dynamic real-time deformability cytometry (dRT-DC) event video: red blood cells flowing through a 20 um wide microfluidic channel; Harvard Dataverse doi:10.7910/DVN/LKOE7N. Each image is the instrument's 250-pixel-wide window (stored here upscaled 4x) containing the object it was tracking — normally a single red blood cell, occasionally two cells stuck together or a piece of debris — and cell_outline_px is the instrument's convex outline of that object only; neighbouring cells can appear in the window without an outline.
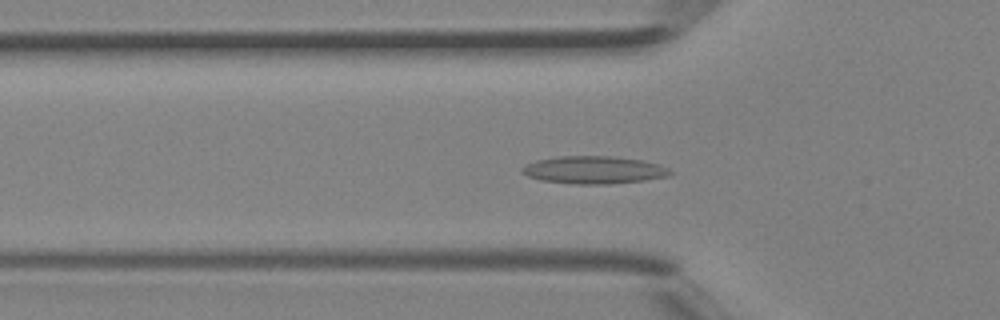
{"species": "Egyptian fruit bat (a non-hibernating species)", "species_latin": "Rousettus aegyptiacus", "temperature_condition": "room temperature", "stored_images_in_passage": 33, "camera_frame_rate_fps": 3000, "um_per_image_px": 0.085, "animal": {"sex": "female"}, "frame": {"image": 1, "passage_image": 6, "time_ms": 1.667, "image_size_px": [1000, 320], "cell_outline_px": [[672, 172], [668, 176], [644, 180], [608, 184], [572, 184], [540, 180], [528, 176], [520, 172], [520, 168], [524, 164], [536, 160], [556, 156], [612, 156], [640, 160], [660, 164], [668, 168]], "centroid_in_image_um": [50.42, 14.44], "position_along_channel_um": 75.4, "area_um2": 23.99}}
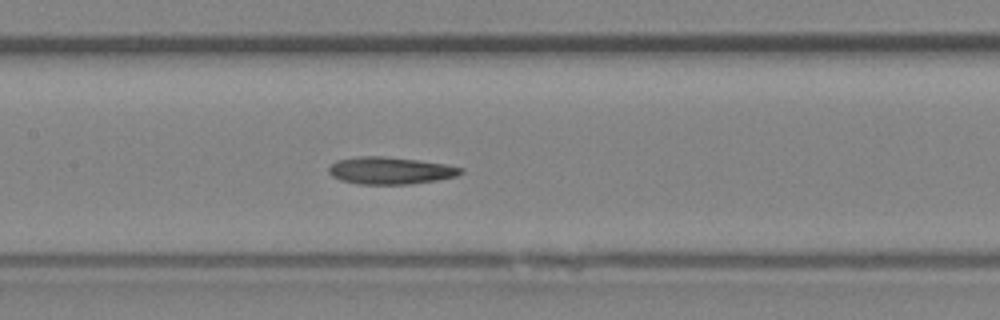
{"frame": {"image": 2, "passage_image": 12, "time_ms": 3.667, "image_size_px": [1000, 320], "cell_outline_px": [[464, 172], [456, 176], [436, 180], [412, 184], [360, 184], [340, 180], [332, 176], [328, 172], [328, 168], [336, 160], [360, 156], [384, 156], [416, 160], [444, 164], [464, 168]], "centroid_in_image_um": [33.16, 14.5], "position_along_channel_um": 174.2, "area_um2": 20.87}}
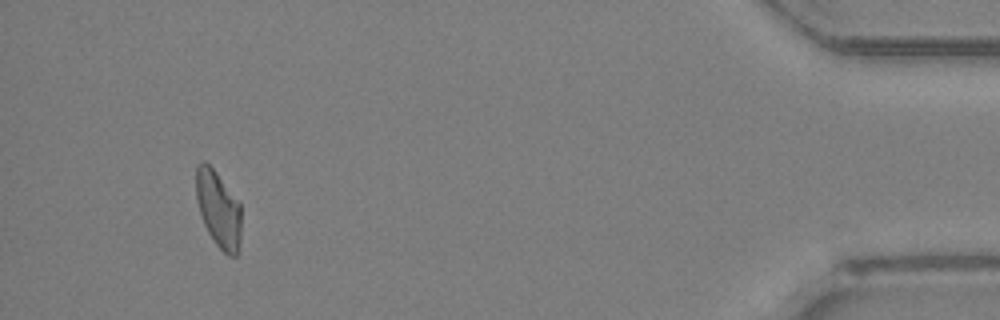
{"frame": {"image": 3, "passage_image": 31, "time_ms": 10.0, "image_size_px": [1000, 320], "cell_outline_px": [[240, 240], [236, 256], [228, 256], [216, 244], [208, 232], [204, 224], [196, 200], [196, 164], [200, 160], [204, 160], [216, 172], [240, 200]], "centroid_in_image_um": [18.56, 17.73], "position_along_channel_um": 416.6, "area_um2": 20.29}}